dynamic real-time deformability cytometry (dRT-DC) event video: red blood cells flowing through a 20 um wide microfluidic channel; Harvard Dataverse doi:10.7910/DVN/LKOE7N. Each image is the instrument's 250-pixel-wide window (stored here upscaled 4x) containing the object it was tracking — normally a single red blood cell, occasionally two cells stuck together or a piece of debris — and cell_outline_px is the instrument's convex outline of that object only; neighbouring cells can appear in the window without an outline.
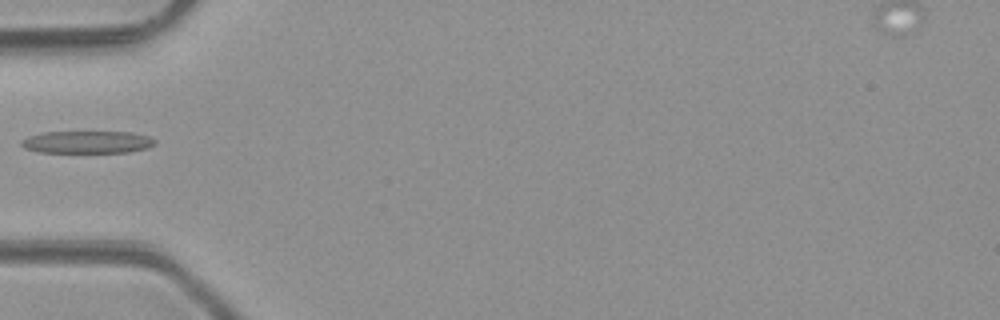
{"species": "common noctule bat (a hibernating species)", "species_latin": "Nyctalus noctula", "temperature_condition": "room temperature", "stored_images_in_passage": 1, "camera_frame_rate_fps": 3000, "um_per_image_px": 0.085, "animal": {"sex": "male", "body_mass_g": 23.1, "forearm_length_mm": 52.7}, "frame": {"image": 1, "passage_image": 1, "time_ms": 0.0, "image_size_px": [1000, 320], "cell_outline_px": [[156, 144], [148, 148], [128, 152], [40, 152], [24, 148], [20, 144], [20, 140], [28, 136], [44, 132], [132, 132], [148, 136], [156, 140]], "centroid_in_image_um": [7.42, 12.07], "position_along_channel_um": 77.6, "area_um2": 17.46}}